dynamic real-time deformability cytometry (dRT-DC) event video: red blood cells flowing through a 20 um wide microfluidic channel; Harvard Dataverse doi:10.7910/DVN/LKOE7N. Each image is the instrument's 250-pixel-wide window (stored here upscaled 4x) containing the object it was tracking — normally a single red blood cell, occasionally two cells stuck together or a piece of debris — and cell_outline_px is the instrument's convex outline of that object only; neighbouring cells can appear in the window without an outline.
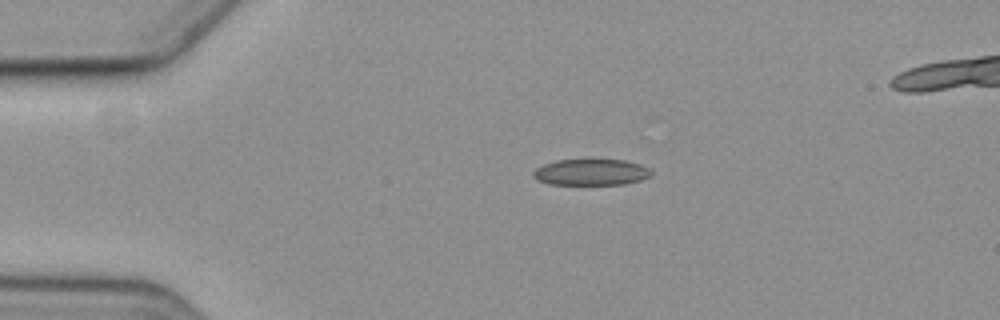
{"species": "common noctule bat (a hibernating species)", "species_latin": "Nyctalus noctula", "temperature_condition": "cold", "stored_images_in_passage": 4, "camera_frame_rate_fps": 3000, "um_per_image_px": 0.085, "animal": {"sex": "female", "body_mass_g": 19.3, "forearm_length_mm": 54.1}, "frame": {"image": 1, "passage_image": 1, "time_ms": 0.0, "image_size_px": [1000, 320], "cell_outline_px": [[652, 176], [640, 180], [624, 184], [548, 184], [536, 180], [532, 176], [532, 172], [536, 168], [544, 164], [556, 160], [624, 160], [640, 164], [648, 168], [652, 172]], "centroid_in_image_um": [50.22, 14.64], "position_along_channel_um": 34.8, "area_um2": 18.03}}
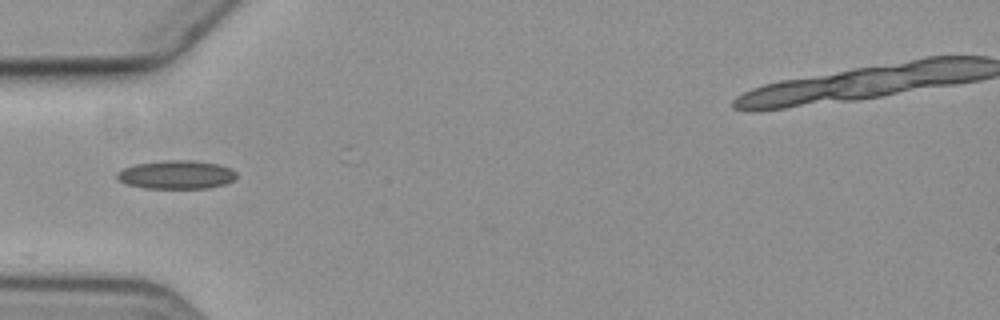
{"frame": {"image": 2, "passage_image": 3, "time_ms": 2.333, "image_size_px": [1000, 320], "cell_outline_px": [[236, 176], [232, 180], [224, 184], [208, 188], [144, 188], [128, 184], [120, 180], [116, 176], [116, 172], [124, 168], [136, 164], [164, 160], [192, 160], [220, 164], [232, 168], [236, 172]], "centroid_in_image_um": [15.01, 14.84], "position_along_channel_um": 70.0, "area_um2": 19.83}}
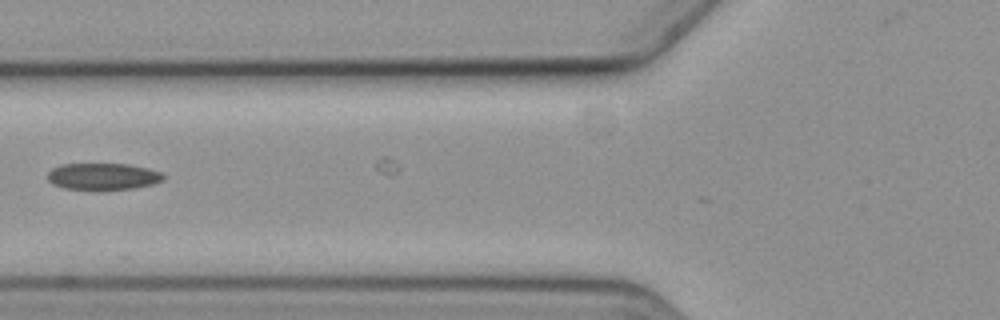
{"frame": {"image": 3, "passage_image": 4, "time_ms": 3.667, "image_size_px": [1000, 320], "cell_outline_px": [[164, 180], [152, 184], [136, 188], [64, 188], [52, 184], [48, 180], [48, 172], [52, 168], [60, 164], [128, 164], [148, 168], [160, 172], [164, 176]], "centroid_in_image_um": [8.75, 14.97], "position_along_channel_um": 117.1, "area_um2": 17.63}}